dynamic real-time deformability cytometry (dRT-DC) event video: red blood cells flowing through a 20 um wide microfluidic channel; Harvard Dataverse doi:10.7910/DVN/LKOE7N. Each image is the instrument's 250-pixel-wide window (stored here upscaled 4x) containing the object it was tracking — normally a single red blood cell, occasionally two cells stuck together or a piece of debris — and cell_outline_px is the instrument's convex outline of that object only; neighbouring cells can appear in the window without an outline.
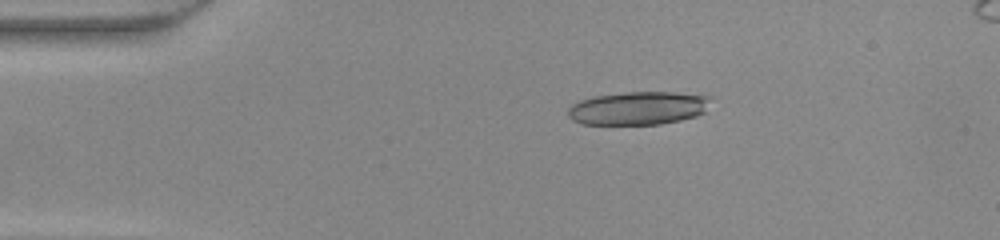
{"species": "common noctule bat (a hibernating species)", "species_latin": "Nyctalus noctula", "temperature_condition": "warm", "stored_images_in_passage": 48, "camera_frame_rate_fps": 3000, "um_per_image_px": 0.085, "animal": {"sex": "female", "body_mass_g": 22.0, "forearm_length_mm": 56.7}, "frame": {"image": 1, "passage_image": 9, "time_ms": 2.667, "image_size_px": [1000, 240], "cell_outline_px": [[708, 96], [704, 112], [696, 116], [680, 120], [660, 124], [584, 124], [572, 120], [568, 116], [568, 108], [572, 104], [580, 100], [592, 96], [628, 92], [672, 92]], "centroid_in_image_um": [54.17, 9.19], "position_along_channel_um": 30.8, "area_um2": 27.34}}
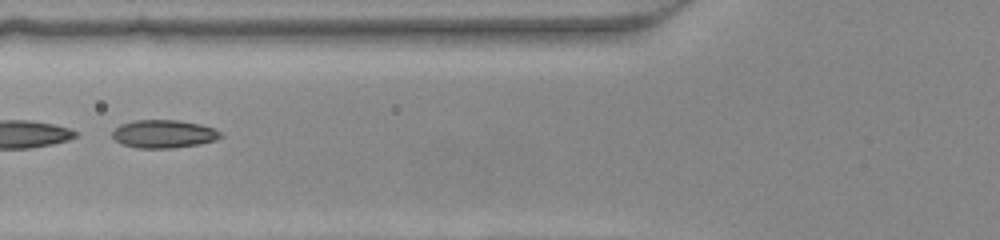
{"frame": {"image": 2, "passage_image": 19, "time_ms": 6.0, "image_size_px": [1000, 240], "cell_outline_px": [[224, 136], [216, 140], [200, 144], [172, 148], [136, 148], [120, 144], [112, 136], [112, 132], [120, 124], [132, 120], [176, 120], [200, 124], [212, 128], [220, 132]], "centroid_in_image_um": [13.9, 11.39], "position_along_channel_um": 111.9, "area_um2": 17.8}}
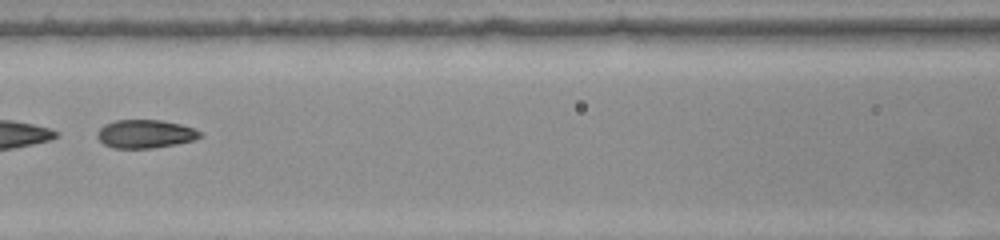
{"frame": {"image": 3, "passage_image": 22, "time_ms": 7.0, "image_size_px": [1000, 240], "cell_outline_px": [[204, 136], [192, 140], [176, 144], [152, 148], [112, 148], [104, 144], [96, 136], [96, 132], [104, 124], [116, 120], [160, 120], [180, 124], [204, 132]], "centroid_in_image_um": [12.35, 11.38], "position_along_channel_um": 154.3, "area_um2": 17.05}}